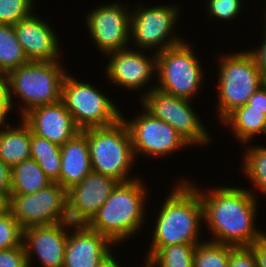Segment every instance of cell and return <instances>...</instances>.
<instances>
[{"label": "cell", "instance_id": "6da1fadb", "mask_svg": "<svg viewBox=\"0 0 266 267\" xmlns=\"http://www.w3.org/2000/svg\"><path fill=\"white\" fill-rule=\"evenodd\" d=\"M186 180L200 195L204 227L212 235L206 240L233 247L250 246L266 233L255 226L259 202L248 188L221 185L205 189Z\"/></svg>", "mask_w": 266, "mask_h": 267}, {"label": "cell", "instance_id": "7a4b0ae2", "mask_svg": "<svg viewBox=\"0 0 266 267\" xmlns=\"http://www.w3.org/2000/svg\"><path fill=\"white\" fill-rule=\"evenodd\" d=\"M183 177V178H182ZM173 181L167 197L161 202L153 221L152 238L144 256L149 261L162 247L174 244H193L203 242L201 231L203 206L199 193L182 176ZM175 182V183H174ZM200 238V239H199Z\"/></svg>", "mask_w": 266, "mask_h": 267}, {"label": "cell", "instance_id": "3957f363", "mask_svg": "<svg viewBox=\"0 0 266 267\" xmlns=\"http://www.w3.org/2000/svg\"><path fill=\"white\" fill-rule=\"evenodd\" d=\"M140 177L119 182L111 195L87 224L91 229L106 236L116 247L128 242L141 232L148 216L149 193L147 183Z\"/></svg>", "mask_w": 266, "mask_h": 267}, {"label": "cell", "instance_id": "277c9868", "mask_svg": "<svg viewBox=\"0 0 266 267\" xmlns=\"http://www.w3.org/2000/svg\"><path fill=\"white\" fill-rule=\"evenodd\" d=\"M64 65L62 61H28L10 71L5 78L12 112L19 102L15 112L20 118L33 108L60 102L63 79L69 72Z\"/></svg>", "mask_w": 266, "mask_h": 267}, {"label": "cell", "instance_id": "5b68a950", "mask_svg": "<svg viewBox=\"0 0 266 267\" xmlns=\"http://www.w3.org/2000/svg\"><path fill=\"white\" fill-rule=\"evenodd\" d=\"M88 140L92 171L113 177L119 182L138 178L131 173L137 162L126 123H116L81 131ZM134 176V177H133Z\"/></svg>", "mask_w": 266, "mask_h": 267}, {"label": "cell", "instance_id": "8992f818", "mask_svg": "<svg viewBox=\"0 0 266 267\" xmlns=\"http://www.w3.org/2000/svg\"><path fill=\"white\" fill-rule=\"evenodd\" d=\"M218 56L215 109L217 121L221 123L236 108L247 104L248 99L265 81L247 49Z\"/></svg>", "mask_w": 266, "mask_h": 267}, {"label": "cell", "instance_id": "52a82bcc", "mask_svg": "<svg viewBox=\"0 0 266 267\" xmlns=\"http://www.w3.org/2000/svg\"><path fill=\"white\" fill-rule=\"evenodd\" d=\"M186 39L156 54V88L176 97L193 100L205 84L206 72Z\"/></svg>", "mask_w": 266, "mask_h": 267}, {"label": "cell", "instance_id": "ba28073f", "mask_svg": "<svg viewBox=\"0 0 266 267\" xmlns=\"http://www.w3.org/2000/svg\"><path fill=\"white\" fill-rule=\"evenodd\" d=\"M137 4H134V10L130 9V44H133L130 47L157 54L186 39L175 33L177 21L182 15L181 5L176 3L145 6L144 2Z\"/></svg>", "mask_w": 266, "mask_h": 267}, {"label": "cell", "instance_id": "9c48e42d", "mask_svg": "<svg viewBox=\"0 0 266 267\" xmlns=\"http://www.w3.org/2000/svg\"><path fill=\"white\" fill-rule=\"evenodd\" d=\"M61 101L81 131L109 126L121 118L122 110L110 96L90 82L75 78L69 72L63 79Z\"/></svg>", "mask_w": 266, "mask_h": 267}, {"label": "cell", "instance_id": "30bf717a", "mask_svg": "<svg viewBox=\"0 0 266 267\" xmlns=\"http://www.w3.org/2000/svg\"><path fill=\"white\" fill-rule=\"evenodd\" d=\"M141 106L152 116L168 123L191 147L212 142V133L195 112L192 101L163 92L156 87L140 100Z\"/></svg>", "mask_w": 266, "mask_h": 267}, {"label": "cell", "instance_id": "8fae6325", "mask_svg": "<svg viewBox=\"0 0 266 267\" xmlns=\"http://www.w3.org/2000/svg\"><path fill=\"white\" fill-rule=\"evenodd\" d=\"M134 118H121L126 123L133 147L135 158L139 155L152 158H166L171 154L190 146L168 123L152 116L143 107Z\"/></svg>", "mask_w": 266, "mask_h": 267}, {"label": "cell", "instance_id": "7c38bea8", "mask_svg": "<svg viewBox=\"0 0 266 267\" xmlns=\"http://www.w3.org/2000/svg\"><path fill=\"white\" fill-rule=\"evenodd\" d=\"M8 209L23 230L68 221L67 190L52 182L32 194H10Z\"/></svg>", "mask_w": 266, "mask_h": 267}, {"label": "cell", "instance_id": "4fadbf2b", "mask_svg": "<svg viewBox=\"0 0 266 267\" xmlns=\"http://www.w3.org/2000/svg\"><path fill=\"white\" fill-rule=\"evenodd\" d=\"M104 57L108 60L105 68L108 81L118 88L136 92L139 90L138 101L155 88L156 81L153 83V79L156 78L157 71L156 53L128 47L110 52Z\"/></svg>", "mask_w": 266, "mask_h": 267}, {"label": "cell", "instance_id": "5bb4252c", "mask_svg": "<svg viewBox=\"0 0 266 267\" xmlns=\"http://www.w3.org/2000/svg\"><path fill=\"white\" fill-rule=\"evenodd\" d=\"M131 7L120 2L100 4L85 16L89 37L102 55L130 47Z\"/></svg>", "mask_w": 266, "mask_h": 267}, {"label": "cell", "instance_id": "9a60e30c", "mask_svg": "<svg viewBox=\"0 0 266 267\" xmlns=\"http://www.w3.org/2000/svg\"><path fill=\"white\" fill-rule=\"evenodd\" d=\"M119 183L113 177L91 171L67 191V213L71 224H88Z\"/></svg>", "mask_w": 266, "mask_h": 267}, {"label": "cell", "instance_id": "2e32d148", "mask_svg": "<svg viewBox=\"0 0 266 267\" xmlns=\"http://www.w3.org/2000/svg\"><path fill=\"white\" fill-rule=\"evenodd\" d=\"M71 225L69 221H62L52 225L25 228L22 243L28 267H32L33 259L37 257L41 264L40 267H63L65 247Z\"/></svg>", "mask_w": 266, "mask_h": 267}, {"label": "cell", "instance_id": "e0dca14e", "mask_svg": "<svg viewBox=\"0 0 266 267\" xmlns=\"http://www.w3.org/2000/svg\"><path fill=\"white\" fill-rule=\"evenodd\" d=\"M53 27L36 12L13 25L28 61H63L60 55L61 38L57 37Z\"/></svg>", "mask_w": 266, "mask_h": 267}, {"label": "cell", "instance_id": "ac0fdd59", "mask_svg": "<svg viewBox=\"0 0 266 267\" xmlns=\"http://www.w3.org/2000/svg\"><path fill=\"white\" fill-rule=\"evenodd\" d=\"M69 231L63 267H96L116 248L87 224H72Z\"/></svg>", "mask_w": 266, "mask_h": 267}, {"label": "cell", "instance_id": "d6986e66", "mask_svg": "<svg viewBox=\"0 0 266 267\" xmlns=\"http://www.w3.org/2000/svg\"><path fill=\"white\" fill-rule=\"evenodd\" d=\"M33 134L62 146L81 130L62 101L31 109L21 118Z\"/></svg>", "mask_w": 266, "mask_h": 267}, {"label": "cell", "instance_id": "ffe728a7", "mask_svg": "<svg viewBox=\"0 0 266 267\" xmlns=\"http://www.w3.org/2000/svg\"><path fill=\"white\" fill-rule=\"evenodd\" d=\"M92 171L87 137L80 131L61 146L59 184L67 191Z\"/></svg>", "mask_w": 266, "mask_h": 267}, {"label": "cell", "instance_id": "44dd1931", "mask_svg": "<svg viewBox=\"0 0 266 267\" xmlns=\"http://www.w3.org/2000/svg\"><path fill=\"white\" fill-rule=\"evenodd\" d=\"M20 124L8 123L0 129V160L10 169L31 158L30 144L32 131L20 118Z\"/></svg>", "mask_w": 266, "mask_h": 267}, {"label": "cell", "instance_id": "7402d4cb", "mask_svg": "<svg viewBox=\"0 0 266 267\" xmlns=\"http://www.w3.org/2000/svg\"><path fill=\"white\" fill-rule=\"evenodd\" d=\"M220 124L226 125L234 139L243 145L252 143L256 136H266V115L247 104L236 108Z\"/></svg>", "mask_w": 266, "mask_h": 267}, {"label": "cell", "instance_id": "603a6c76", "mask_svg": "<svg viewBox=\"0 0 266 267\" xmlns=\"http://www.w3.org/2000/svg\"><path fill=\"white\" fill-rule=\"evenodd\" d=\"M51 183L34 159L24 160L11 168L10 194H32Z\"/></svg>", "mask_w": 266, "mask_h": 267}, {"label": "cell", "instance_id": "cb8c5ba5", "mask_svg": "<svg viewBox=\"0 0 266 267\" xmlns=\"http://www.w3.org/2000/svg\"><path fill=\"white\" fill-rule=\"evenodd\" d=\"M244 145V153H242L243 164H241L240 169L243 173V177L249 180L250 183H253L254 186L248 190L257 197V193H261L266 197V146L254 145L251 143Z\"/></svg>", "mask_w": 266, "mask_h": 267}, {"label": "cell", "instance_id": "d4e9b609", "mask_svg": "<svg viewBox=\"0 0 266 267\" xmlns=\"http://www.w3.org/2000/svg\"><path fill=\"white\" fill-rule=\"evenodd\" d=\"M30 155L52 182L59 183L61 146L32 133Z\"/></svg>", "mask_w": 266, "mask_h": 267}, {"label": "cell", "instance_id": "484cf974", "mask_svg": "<svg viewBox=\"0 0 266 267\" xmlns=\"http://www.w3.org/2000/svg\"><path fill=\"white\" fill-rule=\"evenodd\" d=\"M27 62L13 25L0 24V74L6 76Z\"/></svg>", "mask_w": 266, "mask_h": 267}, {"label": "cell", "instance_id": "4316f807", "mask_svg": "<svg viewBox=\"0 0 266 267\" xmlns=\"http://www.w3.org/2000/svg\"><path fill=\"white\" fill-rule=\"evenodd\" d=\"M196 245L174 244L162 247L148 262L153 267H193Z\"/></svg>", "mask_w": 266, "mask_h": 267}, {"label": "cell", "instance_id": "83f0119b", "mask_svg": "<svg viewBox=\"0 0 266 267\" xmlns=\"http://www.w3.org/2000/svg\"><path fill=\"white\" fill-rule=\"evenodd\" d=\"M229 245L205 240L196 245L193 267H228Z\"/></svg>", "mask_w": 266, "mask_h": 267}, {"label": "cell", "instance_id": "f1b7e54d", "mask_svg": "<svg viewBox=\"0 0 266 267\" xmlns=\"http://www.w3.org/2000/svg\"><path fill=\"white\" fill-rule=\"evenodd\" d=\"M35 4L34 0H0V24L14 25L32 16Z\"/></svg>", "mask_w": 266, "mask_h": 267}, {"label": "cell", "instance_id": "f546056e", "mask_svg": "<svg viewBox=\"0 0 266 267\" xmlns=\"http://www.w3.org/2000/svg\"><path fill=\"white\" fill-rule=\"evenodd\" d=\"M203 8H205L208 19H218L221 21H233L241 16L243 1L245 0H204ZM208 12V13H207Z\"/></svg>", "mask_w": 266, "mask_h": 267}, {"label": "cell", "instance_id": "4dcf8cb0", "mask_svg": "<svg viewBox=\"0 0 266 267\" xmlns=\"http://www.w3.org/2000/svg\"><path fill=\"white\" fill-rule=\"evenodd\" d=\"M23 241V229L16 218L7 209L0 215V250L20 246Z\"/></svg>", "mask_w": 266, "mask_h": 267}, {"label": "cell", "instance_id": "1f68e13d", "mask_svg": "<svg viewBox=\"0 0 266 267\" xmlns=\"http://www.w3.org/2000/svg\"><path fill=\"white\" fill-rule=\"evenodd\" d=\"M228 267H257L256 257L250 246L229 245Z\"/></svg>", "mask_w": 266, "mask_h": 267}, {"label": "cell", "instance_id": "d6a6232c", "mask_svg": "<svg viewBox=\"0 0 266 267\" xmlns=\"http://www.w3.org/2000/svg\"><path fill=\"white\" fill-rule=\"evenodd\" d=\"M0 267H28L23 243L11 249L0 250Z\"/></svg>", "mask_w": 266, "mask_h": 267}, {"label": "cell", "instance_id": "836d02e7", "mask_svg": "<svg viewBox=\"0 0 266 267\" xmlns=\"http://www.w3.org/2000/svg\"><path fill=\"white\" fill-rule=\"evenodd\" d=\"M263 19L264 29L261 38L264 37V39H261L262 42L259 46H254L256 49L249 48L247 51L253 56L257 65V70L260 72L262 79L266 82V18L264 17Z\"/></svg>", "mask_w": 266, "mask_h": 267}, {"label": "cell", "instance_id": "e575fe53", "mask_svg": "<svg viewBox=\"0 0 266 267\" xmlns=\"http://www.w3.org/2000/svg\"><path fill=\"white\" fill-rule=\"evenodd\" d=\"M12 112L8 99V86L5 75L0 74V129L6 126L9 114Z\"/></svg>", "mask_w": 266, "mask_h": 267}, {"label": "cell", "instance_id": "d590c367", "mask_svg": "<svg viewBox=\"0 0 266 267\" xmlns=\"http://www.w3.org/2000/svg\"><path fill=\"white\" fill-rule=\"evenodd\" d=\"M247 105L251 106V109L262 111L266 115V82L248 99Z\"/></svg>", "mask_w": 266, "mask_h": 267}, {"label": "cell", "instance_id": "8d00e7d4", "mask_svg": "<svg viewBox=\"0 0 266 267\" xmlns=\"http://www.w3.org/2000/svg\"><path fill=\"white\" fill-rule=\"evenodd\" d=\"M250 247L256 257L257 267H266V233L254 241Z\"/></svg>", "mask_w": 266, "mask_h": 267}, {"label": "cell", "instance_id": "74e56055", "mask_svg": "<svg viewBox=\"0 0 266 267\" xmlns=\"http://www.w3.org/2000/svg\"><path fill=\"white\" fill-rule=\"evenodd\" d=\"M10 171L11 169L0 160V195L7 201L10 198Z\"/></svg>", "mask_w": 266, "mask_h": 267}, {"label": "cell", "instance_id": "f35d334b", "mask_svg": "<svg viewBox=\"0 0 266 267\" xmlns=\"http://www.w3.org/2000/svg\"><path fill=\"white\" fill-rule=\"evenodd\" d=\"M114 251L104 258L96 267H122L120 261L115 259Z\"/></svg>", "mask_w": 266, "mask_h": 267}, {"label": "cell", "instance_id": "ab89813d", "mask_svg": "<svg viewBox=\"0 0 266 267\" xmlns=\"http://www.w3.org/2000/svg\"><path fill=\"white\" fill-rule=\"evenodd\" d=\"M8 209V201L0 195V215Z\"/></svg>", "mask_w": 266, "mask_h": 267}, {"label": "cell", "instance_id": "60d3db41", "mask_svg": "<svg viewBox=\"0 0 266 267\" xmlns=\"http://www.w3.org/2000/svg\"><path fill=\"white\" fill-rule=\"evenodd\" d=\"M142 267H153L148 261L144 260Z\"/></svg>", "mask_w": 266, "mask_h": 267}, {"label": "cell", "instance_id": "b9f144b4", "mask_svg": "<svg viewBox=\"0 0 266 267\" xmlns=\"http://www.w3.org/2000/svg\"><path fill=\"white\" fill-rule=\"evenodd\" d=\"M264 3H266V1L264 2ZM264 5V10H262L263 12L262 13H264L265 15L263 16V17H265L266 18V4H263ZM265 11V12H264Z\"/></svg>", "mask_w": 266, "mask_h": 267}]
</instances>
